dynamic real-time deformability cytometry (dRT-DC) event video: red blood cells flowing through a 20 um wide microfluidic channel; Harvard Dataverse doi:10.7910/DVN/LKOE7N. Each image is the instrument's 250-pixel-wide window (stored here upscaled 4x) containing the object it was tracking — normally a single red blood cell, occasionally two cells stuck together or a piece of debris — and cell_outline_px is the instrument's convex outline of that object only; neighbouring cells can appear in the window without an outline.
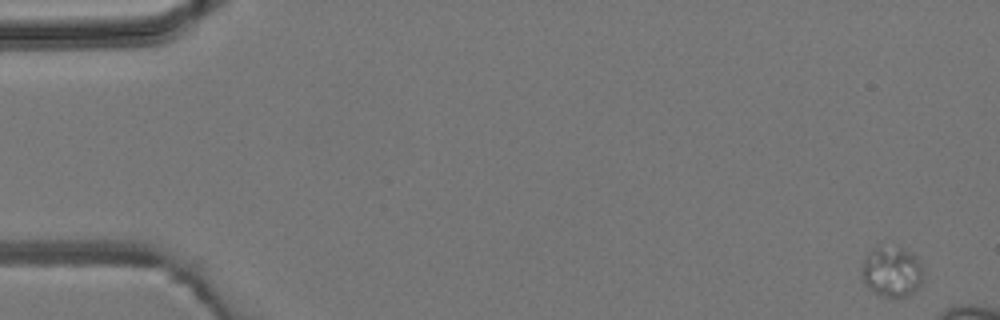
{"species": "common noctule bat (a hibernating species)", "species_latin": "Nyctalus noctula", "temperature_condition": "room temperature", "stored_images_in_passage": 4, "camera_frame_rate_fps": 3000, "um_per_image_px": 0.085, "animal": {"sex": "male", "body_mass_g": 19.2, "forearm_length_mm": 51.8}, "frame": {"image": 1, "passage_image": 1, "time_ms": 0.0, "image_size_px": [1000, 320], "cell_outline_px": [[924, 280], [920, 288], [908, 296], [884, 296], [872, 292], [868, 288], [860, 272], [864, 256], [876, 244], [900, 248], [912, 252], [916, 256], [920, 264]], "centroid_in_image_um": [75.79, 23.07], "position_along_channel_um": 9.2, "area_um2": 18.55}}